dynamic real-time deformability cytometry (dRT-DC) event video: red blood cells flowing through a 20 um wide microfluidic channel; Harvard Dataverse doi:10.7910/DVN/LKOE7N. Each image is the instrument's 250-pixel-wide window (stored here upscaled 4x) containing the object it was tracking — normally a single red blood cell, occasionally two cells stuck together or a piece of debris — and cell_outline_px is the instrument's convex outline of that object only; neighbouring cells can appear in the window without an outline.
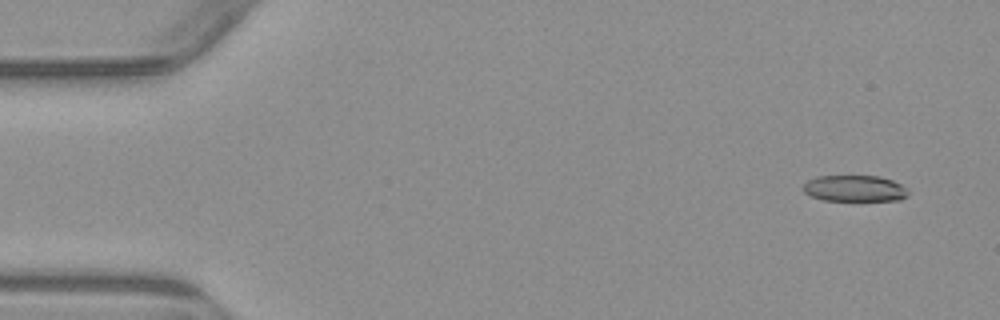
{"species": "common noctule bat (a hibernating species)", "species_latin": "Nyctalus noctula", "temperature_condition": "warm", "stored_images_in_passage": 5, "camera_frame_rate_fps": 3000, "um_per_image_px": 0.085, "animal": {"sex": "male", "body_mass_g": 23.1, "forearm_length_mm": 52.7}, "frame": {"image": 1, "passage_image": 2, "time_ms": 1.0, "image_size_px": [1000, 320], "cell_outline_px": [[908, 196], [900, 200], [824, 200], [812, 196], [804, 192], [800, 188], [808, 180], [816, 176], [880, 176], [892, 180], [908, 188]], "centroid_in_image_um": [72.65, 16.01], "position_along_channel_um": 12.4, "area_um2": 16.13}}
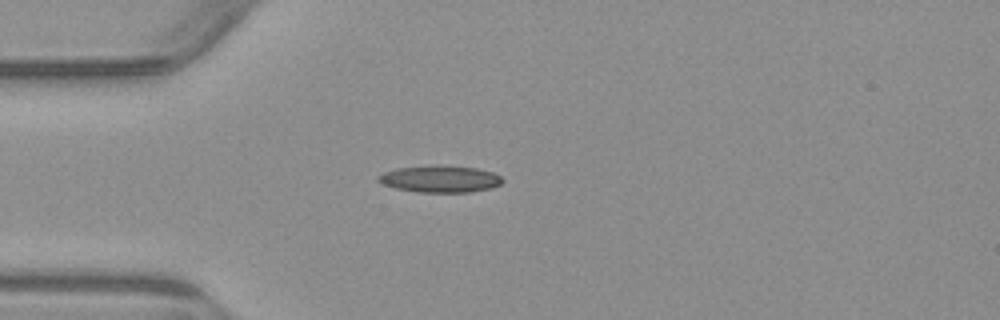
{"frame": {"image": 2, "passage_image": 5, "time_ms": 4.667, "image_size_px": [1000, 320], "cell_outline_px": [[504, 180], [500, 184], [492, 188], [468, 192], [420, 192], [396, 188], [384, 184], [376, 180], [376, 176], [384, 172], [396, 168], [476, 168], [492, 172], [500, 176]], "centroid_in_image_um": [37.41, 15.26], "position_along_channel_um": 47.6, "area_um2": 18.38}}